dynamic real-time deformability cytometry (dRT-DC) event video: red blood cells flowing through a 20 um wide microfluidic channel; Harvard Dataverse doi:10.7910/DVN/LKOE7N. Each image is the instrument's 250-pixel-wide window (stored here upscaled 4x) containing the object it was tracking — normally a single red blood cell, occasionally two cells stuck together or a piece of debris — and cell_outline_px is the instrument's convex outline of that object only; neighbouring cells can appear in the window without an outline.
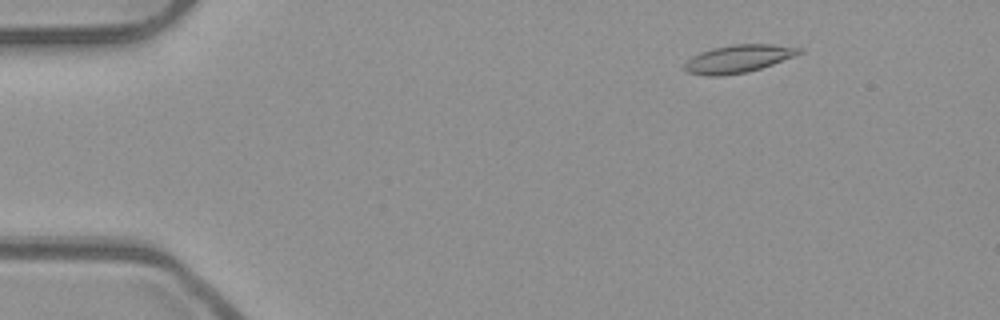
{"species": "common noctule bat (a hibernating species)", "species_latin": "Nyctalus noctula", "temperature_condition": "room temperature", "stored_images_in_passage": 52, "camera_frame_rate_fps": 3000, "um_per_image_px": 0.085, "animal": {"sex": "male", "body_mass_g": 23.1, "forearm_length_mm": 52.7}, "frame": {"image": 1, "passage_image": 7, "time_ms": 2.0, "image_size_px": [1000, 320], "cell_outline_px": [[804, 52], [796, 56], [748, 72], [720, 76], [704, 76], [688, 72], [684, 68], [684, 64], [692, 56], [700, 52], [712, 48], [732, 44], [772, 44], [804, 48]], "centroid_in_image_um": [62.78, 4.99], "position_along_channel_um": 22.2, "area_um2": 18.73}}
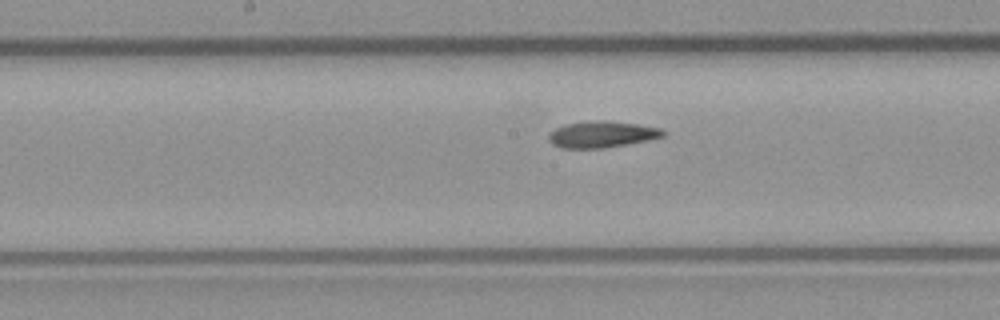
{"frame": {"image": 2, "passage_image": 27, "time_ms": 8.667, "image_size_px": [1000, 320], "cell_outline_px": [[664, 136], [604, 148], [560, 148], [552, 144], [548, 140], [548, 136], [556, 128], [564, 124], [592, 120], [608, 120], [640, 124], [660, 128], [664, 132]], "centroid_in_image_um": [51.11, 11.4], "position_along_channel_um": 197.1, "area_um2": 17.51}}
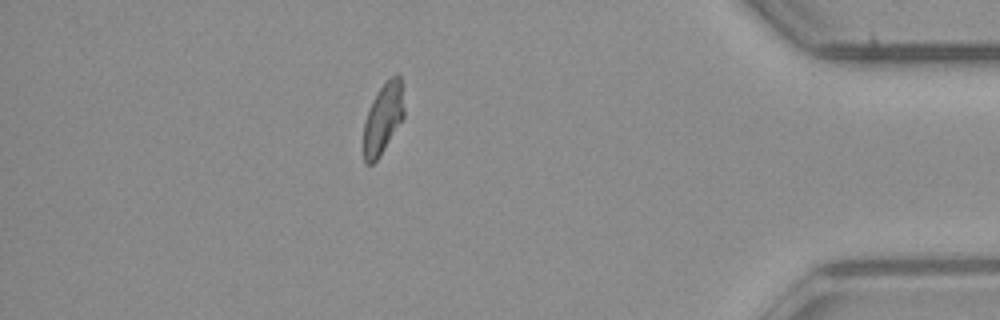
{"frame": {"image": 3, "passage_image": 46, "time_ms": 15.0, "image_size_px": [1000, 320], "cell_outline_px": [[404, 116], [384, 148], [376, 160], [372, 164], [364, 164], [364, 124], [372, 100], [380, 88], [396, 72], [400, 72], [404, 108]], "centroid_in_image_um": [32.57, 10.03], "position_along_channel_um": 402.6, "area_um2": 16.3}, "authors_computed_cell_mechanics": {"area_um2": 17.6868, "velocity_mm_per_s": 3.9423, "shape_relaxation_time_tau1_ms": null, "shape_relaxation_time_tau2_ms": 2.9025, "deformation_change_tau1": null, "deformation_change_tau2": 0.0909}}